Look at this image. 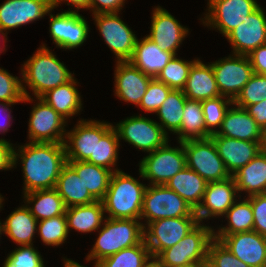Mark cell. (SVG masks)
<instances>
[{"label":"cell","instance_id":"obj_29","mask_svg":"<svg viewBox=\"0 0 266 267\" xmlns=\"http://www.w3.org/2000/svg\"><path fill=\"white\" fill-rule=\"evenodd\" d=\"M23 198L25 206L38 221L65 215L66 206L55 188L31 191L23 194Z\"/></svg>","mask_w":266,"mask_h":267},{"label":"cell","instance_id":"obj_51","mask_svg":"<svg viewBox=\"0 0 266 267\" xmlns=\"http://www.w3.org/2000/svg\"><path fill=\"white\" fill-rule=\"evenodd\" d=\"M14 145L4 138H0V170H11L13 166Z\"/></svg>","mask_w":266,"mask_h":267},{"label":"cell","instance_id":"obj_35","mask_svg":"<svg viewBox=\"0 0 266 267\" xmlns=\"http://www.w3.org/2000/svg\"><path fill=\"white\" fill-rule=\"evenodd\" d=\"M180 130L175 134L177 142L210 138L206 130L201 101L186 98Z\"/></svg>","mask_w":266,"mask_h":267},{"label":"cell","instance_id":"obj_11","mask_svg":"<svg viewBox=\"0 0 266 267\" xmlns=\"http://www.w3.org/2000/svg\"><path fill=\"white\" fill-rule=\"evenodd\" d=\"M199 223L197 217H176L158 219L143 224L144 241L153 257L184 238Z\"/></svg>","mask_w":266,"mask_h":267},{"label":"cell","instance_id":"obj_61","mask_svg":"<svg viewBox=\"0 0 266 267\" xmlns=\"http://www.w3.org/2000/svg\"><path fill=\"white\" fill-rule=\"evenodd\" d=\"M263 267H266V256H265Z\"/></svg>","mask_w":266,"mask_h":267},{"label":"cell","instance_id":"obj_38","mask_svg":"<svg viewBox=\"0 0 266 267\" xmlns=\"http://www.w3.org/2000/svg\"><path fill=\"white\" fill-rule=\"evenodd\" d=\"M120 141L115 128L112 126L102 137H96L95 165L116 172ZM116 167V168H114Z\"/></svg>","mask_w":266,"mask_h":267},{"label":"cell","instance_id":"obj_41","mask_svg":"<svg viewBox=\"0 0 266 267\" xmlns=\"http://www.w3.org/2000/svg\"><path fill=\"white\" fill-rule=\"evenodd\" d=\"M37 233L47 246L57 247L62 245L66 242L69 234L65 215L38 221Z\"/></svg>","mask_w":266,"mask_h":267},{"label":"cell","instance_id":"obj_54","mask_svg":"<svg viewBox=\"0 0 266 267\" xmlns=\"http://www.w3.org/2000/svg\"><path fill=\"white\" fill-rule=\"evenodd\" d=\"M12 104H8V103H0V113L3 114L4 113V117L5 119V123L0 121V134H5V132H7L9 130V127L12 125V119L13 116L11 115V111L10 110Z\"/></svg>","mask_w":266,"mask_h":267},{"label":"cell","instance_id":"obj_25","mask_svg":"<svg viewBox=\"0 0 266 267\" xmlns=\"http://www.w3.org/2000/svg\"><path fill=\"white\" fill-rule=\"evenodd\" d=\"M174 56L145 36L141 40L137 38L132 57L128 61L147 76L157 78Z\"/></svg>","mask_w":266,"mask_h":267},{"label":"cell","instance_id":"obj_46","mask_svg":"<svg viewBox=\"0 0 266 267\" xmlns=\"http://www.w3.org/2000/svg\"><path fill=\"white\" fill-rule=\"evenodd\" d=\"M207 260L209 267H250L216 239L209 243Z\"/></svg>","mask_w":266,"mask_h":267},{"label":"cell","instance_id":"obj_14","mask_svg":"<svg viewBox=\"0 0 266 267\" xmlns=\"http://www.w3.org/2000/svg\"><path fill=\"white\" fill-rule=\"evenodd\" d=\"M118 14L98 13L92 16L104 42L116 56V61H128L132 57L137 36Z\"/></svg>","mask_w":266,"mask_h":267},{"label":"cell","instance_id":"obj_50","mask_svg":"<svg viewBox=\"0 0 266 267\" xmlns=\"http://www.w3.org/2000/svg\"><path fill=\"white\" fill-rule=\"evenodd\" d=\"M247 56L255 74L266 73V44L259 46Z\"/></svg>","mask_w":266,"mask_h":267},{"label":"cell","instance_id":"obj_27","mask_svg":"<svg viewBox=\"0 0 266 267\" xmlns=\"http://www.w3.org/2000/svg\"><path fill=\"white\" fill-rule=\"evenodd\" d=\"M238 194H266V152L261 151L233 175Z\"/></svg>","mask_w":266,"mask_h":267},{"label":"cell","instance_id":"obj_58","mask_svg":"<svg viewBox=\"0 0 266 267\" xmlns=\"http://www.w3.org/2000/svg\"><path fill=\"white\" fill-rule=\"evenodd\" d=\"M261 151L266 152V127L262 130Z\"/></svg>","mask_w":266,"mask_h":267},{"label":"cell","instance_id":"obj_39","mask_svg":"<svg viewBox=\"0 0 266 267\" xmlns=\"http://www.w3.org/2000/svg\"><path fill=\"white\" fill-rule=\"evenodd\" d=\"M151 257L144 239L135 246L125 248L99 262L100 267H143Z\"/></svg>","mask_w":266,"mask_h":267},{"label":"cell","instance_id":"obj_47","mask_svg":"<svg viewBox=\"0 0 266 267\" xmlns=\"http://www.w3.org/2000/svg\"><path fill=\"white\" fill-rule=\"evenodd\" d=\"M171 90L166 84L153 78L148 84L146 93L138 107L146 112L155 113L166 100Z\"/></svg>","mask_w":266,"mask_h":267},{"label":"cell","instance_id":"obj_52","mask_svg":"<svg viewBox=\"0 0 266 267\" xmlns=\"http://www.w3.org/2000/svg\"><path fill=\"white\" fill-rule=\"evenodd\" d=\"M245 110L263 130L266 127V100L257 104L248 105Z\"/></svg>","mask_w":266,"mask_h":267},{"label":"cell","instance_id":"obj_9","mask_svg":"<svg viewBox=\"0 0 266 267\" xmlns=\"http://www.w3.org/2000/svg\"><path fill=\"white\" fill-rule=\"evenodd\" d=\"M113 127L119 141L124 140L146 153L153 152L170 141L158 122L142 115L127 117Z\"/></svg>","mask_w":266,"mask_h":267},{"label":"cell","instance_id":"obj_31","mask_svg":"<svg viewBox=\"0 0 266 267\" xmlns=\"http://www.w3.org/2000/svg\"><path fill=\"white\" fill-rule=\"evenodd\" d=\"M77 81L75 77L66 84L57 86L45 93L41 99L50 105L64 119L78 114L82 109L83 101L76 88Z\"/></svg>","mask_w":266,"mask_h":267},{"label":"cell","instance_id":"obj_21","mask_svg":"<svg viewBox=\"0 0 266 267\" xmlns=\"http://www.w3.org/2000/svg\"><path fill=\"white\" fill-rule=\"evenodd\" d=\"M233 255L250 267H263L266 256V237L256 231L214 236Z\"/></svg>","mask_w":266,"mask_h":267},{"label":"cell","instance_id":"obj_3","mask_svg":"<svg viewBox=\"0 0 266 267\" xmlns=\"http://www.w3.org/2000/svg\"><path fill=\"white\" fill-rule=\"evenodd\" d=\"M145 189L146 184L122 170L113 172L102 200L105 217L140 220Z\"/></svg>","mask_w":266,"mask_h":267},{"label":"cell","instance_id":"obj_20","mask_svg":"<svg viewBox=\"0 0 266 267\" xmlns=\"http://www.w3.org/2000/svg\"><path fill=\"white\" fill-rule=\"evenodd\" d=\"M52 10L50 0H6L0 5V29L7 31L44 18Z\"/></svg>","mask_w":266,"mask_h":267},{"label":"cell","instance_id":"obj_12","mask_svg":"<svg viewBox=\"0 0 266 267\" xmlns=\"http://www.w3.org/2000/svg\"><path fill=\"white\" fill-rule=\"evenodd\" d=\"M207 10L201 22L210 29H217L226 36L232 29L244 22L246 16L260 4L256 0H207Z\"/></svg>","mask_w":266,"mask_h":267},{"label":"cell","instance_id":"obj_32","mask_svg":"<svg viewBox=\"0 0 266 267\" xmlns=\"http://www.w3.org/2000/svg\"><path fill=\"white\" fill-rule=\"evenodd\" d=\"M207 183L194 170L185 167L168 180L165 185L179 194L196 210L202 202Z\"/></svg>","mask_w":266,"mask_h":267},{"label":"cell","instance_id":"obj_28","mask_svg":"<svg viewBox=\"0 0 266 267\" xmlns=\"http://www.w3.org/2000/svg\"><path fill=\"white\" fill-rule=\"evenodd\" d=\"M102 201H95L87 205L71 206L66 208L65 217L68 232L74 229L81 233L98 231L102 227L106 215H104Z\"/></svg>","mask_w":266,"mask_h":267},{"label":"cell","instance_id":"obj_19","mask_svg":"<svg viewBox=\"0 0 266 267\" xmlns=\"http://www.w3.org/2000/svg\"><path fill=\"white\" fill-rule=\"evenodd\" d=\"M151 18L150 34L147 37L163 51L178 55L177 50L188 35L189 29L182 26L171 13L161 6L153 9Z\"/></svg>","mask_w":266,"mask_h":267},{"label":"cell","instance_id":"obj_23","mask_svg":"<svg viewBox=\"0 0 266 267\" xmlns=\"http://www.w3.org/2000/svg\"><path fill=\"white\" fill-rule=\"evenodd\" d=\"M210 138L231 176L261 152V142H250L224 136H210Z\"/></svg>","mask_w":266,"mask_h":267},{"label":"cell","instance_id":"obj_5","mask_svg":"<svg viewBox=\"0 0 266 267\" xmlns=\"http://www.w3.org/2000/svg\"><path fill=\"white\" fill-rule=\"evenodd\" d=\"M214 228L199 222L174 246L163 250L156 258L163 267H180L191 262L208 261V246L214 239Z\"/></svg>","mask_w":266,"mask_h":267},{"label":"cell","instance_id":"obj_53","mask_svg":"<svg viewBox=\"0 0 266 267\" xmlns=\"http://www.w3.org/2000/svg\"><path fill=\"white\" fill-rule=\"evenodd\" d=\"M61 2H66L68 6L75 7V10H71L70 8L67 11H75L78 12L79 9H88L89 10V3L90 0H50L51 7L54 10L61 4Z\"/></svg>","mask_w":266,"mask_h":267},{"label":"cell","instance_id":"obj_44","mask_svg":"<svg viewBox=\"0 0 266 267\" xmlns=\"http://www.w3.org/2000/svg\"><path fill=\"white\" fill-rule=\"evenodd\" d=\"M43 260L33 245H24L10 252L2 267H45Z\"/></svg>","mask_w":266,"mask_h":267},{"label":"cell","instance_id":"obj_26","mask_svg":"<svg viewBox=\"0 0 266 267\" xmlns=\"http://www.w3.org/2000/svg\"><path fill=\"white\" fill-rule=\"evenodd\" d=\"M188 99L203 101L221 96L212 65L198 59L192 66L183 89Z\"/></svg>","mask_w":266,"mask_h":267},{"label":"cell","instance_id":"obj_24","mask_svg":"<svg viewBox=\"0 0 266 267\" xmlns=\"http://www.w3.org/2000/svg\"><path fill=\"white\" fill-rule=\"evenodd\" d=\"M211 136L261 142L262 130L244 108L232 104L225 114L221 127Z\"/></svg>","mask_w":266,"mask_h":267},{"label":"cell","instance_id":"obj_49","mask_svg":"<svg viewBox=\"0 0 266 267\" xmlns=\"http://www.w3.org/2000/svg\"><path fill=\"white\" fill-rule=\"evenodd\" d=\"M126 0H90L89 10L92 14L119 13Z\"/></svg>","mask_w":266,"mask_h":267},{"label":"cell","instance_id":"obj_36","mask_svg":"<svg viewBox=\"0 0 266 267\" xmlns=\"http://www.w3.org/2000/svg\"><path fill=\"white\" fill-rule=\"evenodd\" d=\"M238 201V202H237ZM227 219V226H219L214 229V236H226L238 232L253 231V209L250 200L245 196L243 200H236L227 210L224 218Z\"/></svg>","mask_w":266,"mask_h":267},{"label":"cell","instance_id":"obj_6","mask_svg":"<svg viewBox=\"0 0 266 267\" xmlns=\"http://www.w3.org/2000/svg\"><path fill=\"white\" fill-rule=\"evenodd\" d=\"M197 217L195 210L165 184L146 186L140 220L146 224L163 218Z\"/></svg>","mask_w":266,"mask_h":267},{"label":"cell","instance_id":"obj_60","mask_svg":"<svg viewBox=\"0 0 266 267\" xmlns=\"http://www.w3.org/2000/svg\"><path fill=\"white\" fill-rule=\"evenodd\" d=\"M3 201H4V197L1 195L0 196V210L1 208H3ZM4 234V227H3V223L0 221V238H1V235Z\"/></svg>","mask_w":266,"mask_h":267},{"label":"cell","instance_id":"obj_13","mask_svg":"<svg viewBox=\"0 0 266 267\" xmlns=\"http://www.w3.org/2000/svg\"><path fill=\"white\" fill-rule=\"evenodd\" d=\"M221 96L234 100L254 74L246 55L230 54L211 63Z\"/></svg>","mask_w":266,"mask_h":267},{"label":"cell","instance_id":"obj_8","mask_svg":"<svg viewBox=\"0 0 266 267\" xmlns=\"http://www.w3.org/2000/svg\"><path fill=\"white\" fill-rule=\"evenodd\" d=\"M183 147L186 166L207 182L222 181L231 177L211 138L187 140L183 142Z\"/></svg>","mask_w":266,"mask_h":267},{"label":"cell","instance_id":"obj_56","mask_svg":"<svg viewBox=\"0 0 266 267\" xmlns=\"http://www.w3.org/2000/svg\"><path fill=\"white\" fill-rule=\"evenodd\" d=\"M143 267H163V266L156 257L151 256L147 260V262L143 265Z\"/></svg>","mask_w":266,"mask_h":267},{"label":"cell","instance_id":"obj_22","mask_svg":"<svg viewBox=\"0 0 266 267\" xmlns=\"http://www.w3.org/2000/svg\"><path fill=\"white\" fill-rule=\"evenodd\" d=\"M115 65L114 95L124 102L139 106L153 78L144 74L129 61H116Z\"/></svg>","mask_w":266,"mask_h":267},{"label":"cell","instance_id":"obj_55","mask_svg":"<svg viewBox=\"0 0 266 267\" xmlns=\"http://www.w3.org/2000/svg\"><path fill=\"white\" fill-rule=\"evenodd\" d=\"M64 267H87L79 264L78 262H75L74 260H71L70 258H63ZM94 267H100L98 262L94 261Z\"/></svg>","mask_w":266,"mask_h":267},{"label":"cell","instance_id":"obj_16","mask_svg":"<svg viewBox=\"0 0 266 267\" xmlns=\"http://www.w3.org/2000/svg\"><path fill=\"white\" fill-rule=\"evenodd\" d=\"M53 11L52 9L48 13L50 15L49 32L56 47L72 50L82 46L89 36L88 21L79 12L64 11L53 15Z\"/></svg>","mask_w":266,"mask_h":267},{"label":"cell","instance_id":"obj_42","mask_svg":"<svg viewBox=\"0 0 266 267\" xmlns=\"http://www.w3.org/2000/svg\"><path fill=\"white\" fill-rule=\"evenodd\" d=\"M232 104L233 100L225 96L201 101L202 111L204 114V124L206 130L211 135L217 133L221 127L227 110Z\"/></svg>","mask_w":266,"mask_h":267},{"label":"cell","instance_id":"obj_34","mask_svg":"<svg viewBox=\"0 0 266 267\" xmlns=\"http://www.w3.org/2000/svg\"><path fill=\"white\" fill-rule=\"evenodd\" d=\"M67 164L82 179L90 194L97 201H102L108 190L113 171L86 161H67Z\"/></svg>","mask_w":266,"mask_h":267},{"label":"cell","instance_id":"obj_1","mask_svg":"<svg viewBox=\"0 0 266 267\" xmlns=\"http://www.w3.org/2000/svg\"><path fill=\"white\" fill-rule=\"evenodd\" d=\"M18 147L13 150V166L21 160L23 194L55 188L62 168L67 164L64 143L29 142Z\"/></svg>","mask_w":266,"mask_h":267},{"label":"cell","instance_id":"obj_40","mask_svg":"<svg viewBox=\"0 0 266 267\" xmlns=\"http://www.w3.org/2000/svg\"><path fill=\"white\" fill-rule=\"evenodd\" d=\"M178 56H174L167 65L163 68V70L157 76V80L166 84L169 88L174 90H183L187 78L189 76V72L191 66L198 60L194 59L192 61H186Z\"/></svg>","mask_w":266,"mask_h":267},{"label":"cell","instance_id":"obj_4","mask_svg":"<svg viewBox=\"0 0 266 267\" xmlns=\"http://www.w3.org/2000/svg\"><path fill=\"white\" fill-rule=\"evenodd\" d=\"M141 220L105 218L86 261L100 262L122 249L138 245L144 239Z\"/></svg>","mask_w":266,"mask_h":267},{"label":"cell","instance_id":"obj_7","mask_svg":"<svg viewBox=\"0 0 266 267\" xmlns=\"http://www.w3.org/2000/svg\"><path fill=\"white\" fill-rule=\"evenodd\" d=\"M171 147L168 142L143 157L139 163L140 177L149 180L147 185H162L186 166L183 142Z\"/></svg>","mask_w":266,"mask_h":267},{"label":"cell","instance_id":"obj_30","mask_svg":"<svg viewBox=\"0 0 266 267\" xmlns=\"http://www.w3.org/2000/svg\"><path fill=\"white\" fill-rule=\"evenodd\" d=\"M37 223L38 220L24 204L11 212L3 221L4 234L18 246L34 245L33 237L37 233Z\"/></svg>","mask_w":266,"mask_h":267},{"label":"cell","instance_id":"obj_57","mask_svg":"<svg viewBox=\"0 0 266 267\" xmlns=\"http://www.w3.org/2000/svg\"><path fill=\"white\" fill-rule=\"evenodd\" d=\"M180 267H209L208 261L191 262Z\"/></svg>","mask_w":266,"mask_h":267},{"label":"cell","instance_id":"obj_2","mask_svg":"<svg viewBox=\"0 0 266 267\" xmlns=\"http://www.w3.org/2000/svg\"><path fill=\"white\" fill-rule=\"evenodd\" d=\"M42 44L21 68L23 102H33V98H41L49 90L68 83L74 78L70 70L57 59L56 55ZM26 84V86H25ZM35 97H31L26 87Z\"/></svg>","mask_w":266,"mask_h":267},{"label":"cell","instance_id":"obj_59","mask_svg":"<svg viewBox=\"0 0 266 267\" xmlns=\"http://www.w3.org/2000/svg\"><path fill=\"white\" fill-rule=\"evenodd\" d=\"M0 36H2V42H4L3 44H5L7 42V40H8V38H7L6 33H4L1 29H0ZM3 39H4V41H3ZM1 47L2 46H0V53H2L5 50H7L5 45H3L2 48Z\"/></svg>","mask_w":266,"mask_h":267},{"label":"cell","instance_id":"obj_15","mask_svg":"<svg viewBox=\"0 0 266 267\" xmlns=\"http://www.w3.org/2000/svg\"><path fill=\"white\" fill-rule=\"evenodd\" d=\"M33 105L29 123V142L64 143L67 120L41 98Z\"/></svg>","mask_w":266,"mask_h":267},{"label":"cell","instance_id":"obj_17","mask_svg":"<svg viewBox=\"0 0 266 267\" xmlns=\"http://www.w3.org/2000/svg\"><path fill=\"white\" fill-rule=\"evenodd\" d=\"M259 6L244 22L232 29L226 36L233 49L232 54L248 55L266 44V13Z\"/></svg>","mask_w":266,"mask_h":267},{"label":"cell","instance_id":"obj_33","mask_svg":"<svg viewBox=\"0 0 266 267\" xmlns=\"http://www.w3.org/2000/svg\"><path fill=\"white\" fill-rule=\"evenodd\" d=\"M55 189L63 199L66 208L97 201L85 188L82 179L68 164L62 168Z\"/></svg>","mask_w":266,"mask_h":267},{"label":"cell","instance_id":"obj_43","mask_svg":"<svg viewBox=\"0 0 266 267\" xmlns=\"http://www.w3.org/2000/svg\"><path fill=\"white\" fill-rule=\"evenodd\" d=\"M264 100H266V76L254 73L233 100V104L245 109L248 105L257 104Z\"/></svg>","mask_w":266,"mask_h":267},{"label":"cell","instance_id":"obj_18","mask_svg":"<svg viewBox=\"0 0 266 267\" xmlns=\"http://www.w3.org/2000/svg\"><path fill=\"white\" fill-rule=\"evenodd\" d=\"M237 196L241 199L233 176L222 181L208 182L202 202L195 210L198 221L203 223L204 219L223 217L237 200Z\"/></svg>","mask_w":266,"mask_h":267},{"label":"cell","instance_id":"obj_37","mask_svg":"<svg viewBox=\"0 0 266 267\" xmlns=\"http://www.w3.org/2000/svg\"><path fill=\"white\" fill-rule=\"evenodd\" d=\"M186 96L183 90L172 89L161 107L155 112L160 120L158 124L167 131L176 134L180 130Z\"/></svg>","mask_w":266,"mask_h":267},{"label":"cell","instance_id":"obj_10","mask_svg":"<svg viewBox=\"0 0 266 267\" xmlns=\"http://www.w3.org/2000/svg\"><path fill=\"white\" fill-rule=\"evenodd\" d=\"M67 130L64 141L67 161H86L95 164L96 137H102L113 124L98 120H78Z\"/></svg>","mask_w":266,"mask_h":267},{"label":"cell","instance_id":"obj_45","mask_svg":"<svg viewBox=\"0 0 266 267\" xmlns=\"http://www.w3.org/2000/svg\"><path fill=\"white\" fill-rule=\"evenodd\" d=\"M22 79L0 68V103L16 104L23 102Z\"/></svg>","mask_w":266,"mask_h":267},{"label":"cell","instance_id":"obj_48","mask_svg":"<svg viewBox=\"0 0 266 267\" xmlns=\"http://www.w3.org/2000/svg\"><path fill=\"white\" fill-rule=\"evenodd\" d=\"M247 198L253 209V231L266 237V194H255Z\"/></svg>","mask_w":266,"mask_h":267}]
</instances>
